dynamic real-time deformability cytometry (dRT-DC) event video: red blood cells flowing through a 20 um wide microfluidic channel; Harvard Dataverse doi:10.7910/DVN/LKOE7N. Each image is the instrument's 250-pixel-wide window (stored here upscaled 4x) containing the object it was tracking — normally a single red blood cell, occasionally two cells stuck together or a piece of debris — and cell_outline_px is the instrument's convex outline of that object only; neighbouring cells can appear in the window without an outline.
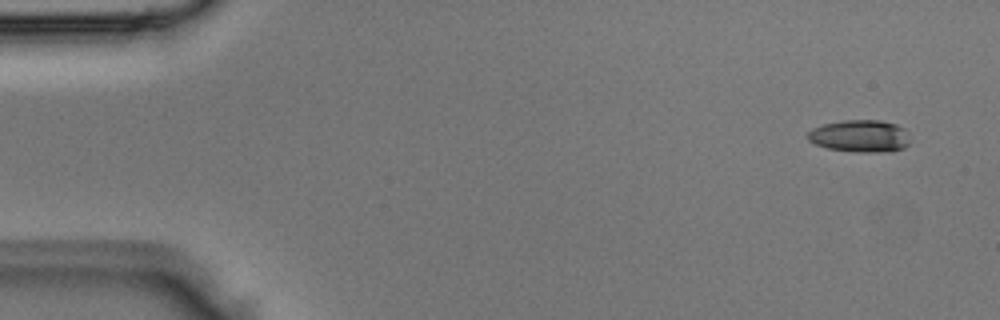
{"species": "Egyptian fruit bat (a non-hibernating species)", "species_latin": "Rousettus aegyptiacus", "temperature_condition": "room temperature", "stored_images_in_passage": 4, "segment_of_instrument_passage": [2, 2], "camera_frame_rate_fps": 3000, "um_per_image_px": 0.085, "animal": {"sex": "male"}, "frame": {"image": 1, "passage_image": 4, "time_ms": 1.0, "image_size_px": [1000, 320], "cell_outline_px": [[912, 140], [904, 148], [892, 152], [860, 152], [828, 148], [816, 144], [808, 140], [808, 132], [812, 128], [824, 124], [844, 120], [880, 120], [896, 124], [904, 128]], "centroid_in_image_um": [73.16, 11.57], "position_along_channel_um": 11.8, "area_um2": 19.36}}